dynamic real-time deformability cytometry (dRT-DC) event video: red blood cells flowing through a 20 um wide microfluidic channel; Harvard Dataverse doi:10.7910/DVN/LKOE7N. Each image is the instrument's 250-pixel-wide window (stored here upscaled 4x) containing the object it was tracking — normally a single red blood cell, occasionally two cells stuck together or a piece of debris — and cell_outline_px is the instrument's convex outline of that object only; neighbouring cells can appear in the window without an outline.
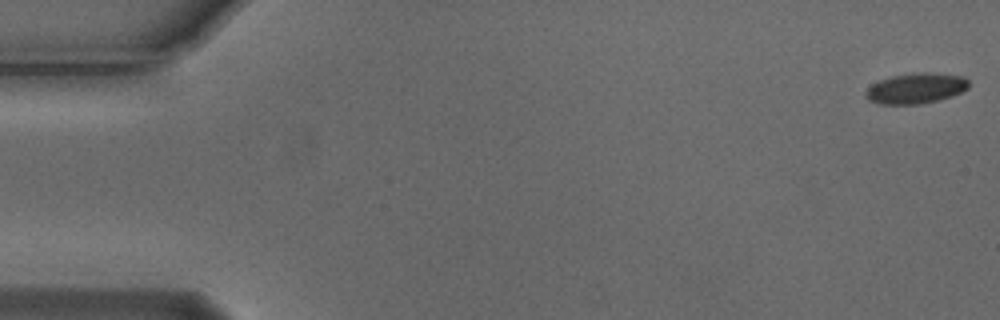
{"species": "Egyptian fruit bat (a non-hibernating species)", "species_latin": "Rousettus aegyptiacus", "temperature_condition": "cold", "stored_images_in_passage": 55, "camera_frame_rate_fps": 3000, "um_per_image_px": 0.085, "animal": {"sex": "male"}, "frame": {"image": 1, "passage_image": 1, "time_ms": 0.0, "image_size_px": [1000, 320], "cell_outline_px": [[968, 88], [952, 96], [940, 100], [920, 104], [880, 104], [868, 100], [864, 96], [864, 92], [872, 84], [880, 80], [892, 76], [920, 72], [928, 72], [964, 76], [968, 80]], "centroid_in_image_um": [77.84, 7.51], "position_along_channel_um": 7.2, "area_um2": 18.38}}
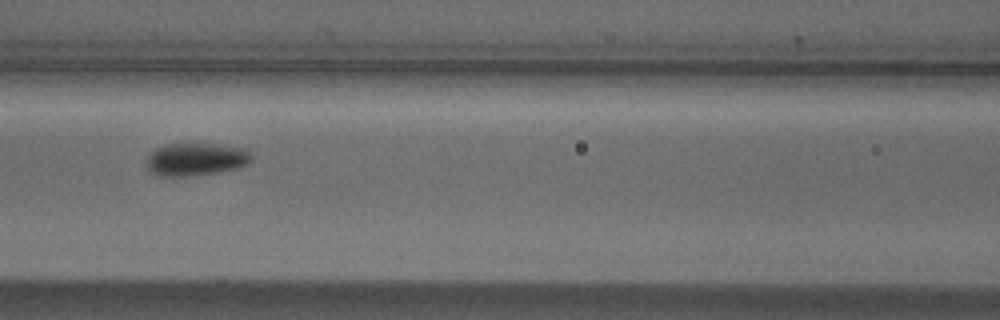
{"frame": {"image": 2, "passage_image": 24, "time_ms": 7.667, "image_size_px": [1000, 320], "cell_outline_px": [[252, 160], [248, 164], [240, 168], [220, 172], [188, 176], [156, 176], [148, 172], [148, 156], [156, 148], [164, 144], [188, 140], [248, 148], [252, 156]], "centroid_in_image_um": [16.68, 13.49], "position_along_channel_um": 149.9, "area_um2": 21.15}}
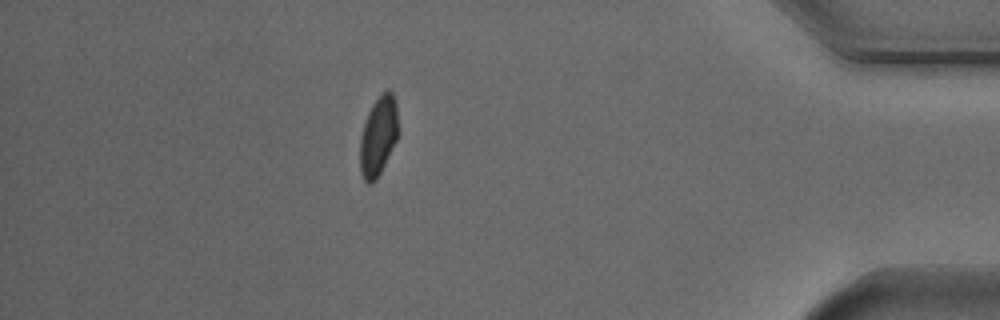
{"frame": {"image": 3, "passage_image": 48, "time_ms": 15.667, "image_size_px": [1000, 320], "cell_outline_px": [[400, 132], [376, 180], [372, 184], [368, 184], [364, 180], [360, 172], [360, 136], [368, 112], [372, 104], [380, 92], [388, 88], [392, 92], [396, 100]], "centroid_in_image_um": [32.18, 11.5], "position_along_channel_um": 403.0, "area_um2": 18.09}, "authors_computed_cell_mechanics": {"area_um2": 18.9006, "velocity_mm_per_s": 3.7627, "shape_relaxation_time_tau1_ms": 2.3813, "shape_relaxation_time_tau2_ms": null, "deformation_change_tau1": 0.0849, "deformation_change_tau2": null}}